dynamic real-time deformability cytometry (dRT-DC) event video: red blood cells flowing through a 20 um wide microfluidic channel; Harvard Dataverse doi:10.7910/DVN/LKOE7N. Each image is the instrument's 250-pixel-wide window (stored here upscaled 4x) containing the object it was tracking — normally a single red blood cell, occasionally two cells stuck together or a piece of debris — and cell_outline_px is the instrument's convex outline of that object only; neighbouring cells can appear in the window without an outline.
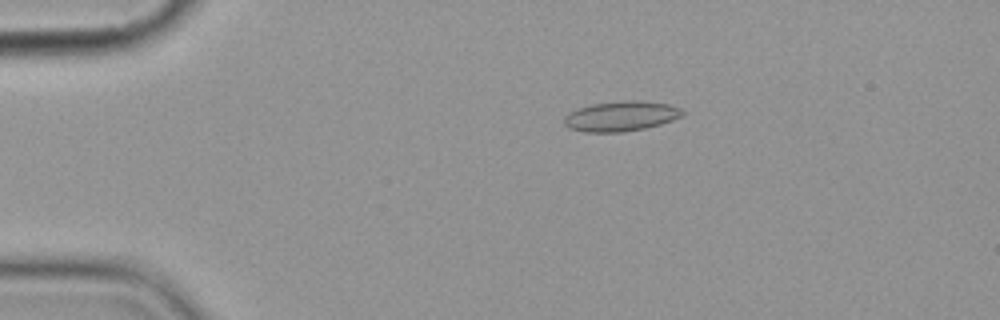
{"species": "common noctule bat (a hibernating species)", "species_latin": "Nyctalus noctula", "temperature_condition": "cold", "stored_images_in_passage": 4, "camera_frame_rate_fps": 3000, "um_per_image_px": 0.085, "animal": {"sex": "female", "body_mass_g": 19.9}, "frame": {"image": 1, "passage_image": 3, "time_ms": 2.333, "image_size_px": [1000, 320], "cell_outline_px": [[684, 112], [680, 116], [672, 120], [660, 124], [644, 128], [620, 132], [584, 132], [568, 128], [564, 124], [564, 116], [580, 108], [592, 104], [668, 104], [680, 108]], "centroid_in_image_um": [52.71, 9.95], "position_along_channel_um": 32.3, "area_um2": 19.19}}